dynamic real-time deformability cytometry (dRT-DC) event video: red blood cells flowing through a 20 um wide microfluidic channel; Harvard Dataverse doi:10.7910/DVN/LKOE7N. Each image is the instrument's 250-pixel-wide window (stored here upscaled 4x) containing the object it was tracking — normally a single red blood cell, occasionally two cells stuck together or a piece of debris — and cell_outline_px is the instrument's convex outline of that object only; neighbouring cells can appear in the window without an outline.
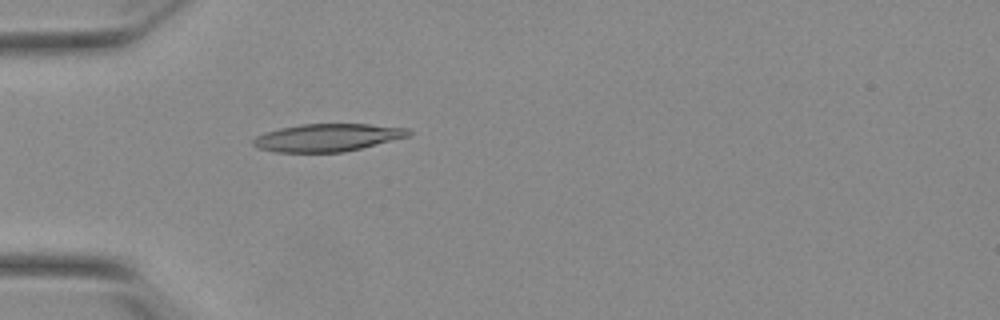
{"species": "Egyptian fruit bat (a non-hibernating species)", "species_latin": "Rousettus aegyptiacus", "temperature_condition": "warm", "stored_images_in_passage": 54, "camera_frame_rate_fps": 3000, "um_per_image_px": 0.085, "animal": {"sex": "female"}, "frame": {"image": 1, "passage_image": 17, "time_ms": 5.333, "image_size_px": [1000, 320], "cell_outline_px": [[412, 132], [408, 136], [360, 148], [340, 152], [276, 152], [260, 148], [252, 144], [252, 140], [256, 136], [264, 132], [280, 128], [300, 124], [368, 124], [408, 128]], "centroid_in_image_um": [27.8, 11.68], "position_along_channel_um": 57.2, "area_um2": 24.8}}
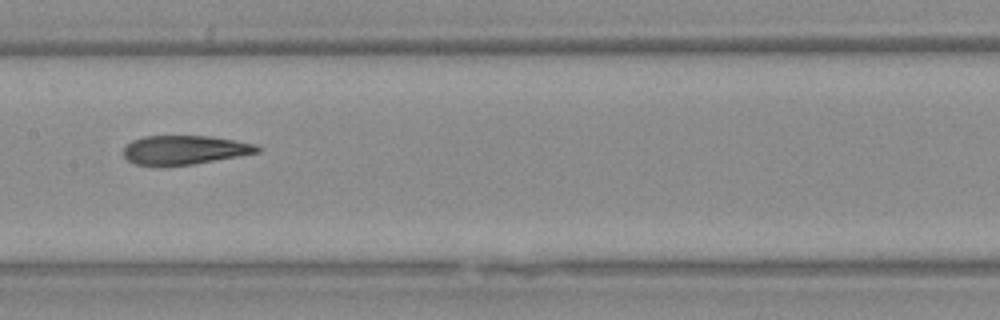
{"frame": {"image": 2, "passage_image": 28, "time_ms": 9.0, "image_size_px": [1000, 320], "cell_outline_px": [[260, 152], [240, 156], [192, 164], [136, 164], [128, 160], [124, 156], [124, 148], [132, 140], [144, 136], [212, 136], [236, 140], [256, 144], [260, 148]], "centroid_in_image_um": [15.75, 12.72], "position_along_channel_um": 191.7, "area_um2": 22.25}}
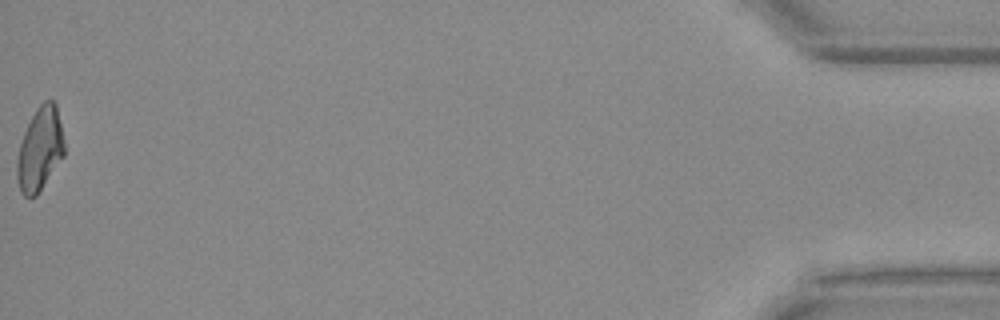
{"frame": {"image": 3, "passage_image": 54, "time_ms": 17.667, "image_size_px": [1000, 320], "cell_outline_px": [[64, 156], [36, 196], [24, 196], [20, 192], [16, 176], [16, 160], [20, 144], [24, 132], [36, 108], [44, 100], [52, 100], [56, 104], [64, 140]], "centroid_in_image_um": [3.38, 12.68], "position_along_channel_um": 431.8, "area_um2": 22.95}, "authors_computed_cell_mechanics": {"area_um2": 23.8136, "velocity_mm_per_s": 3.8685, "shape_relaxation_time_tau1_ms": null, "shape_relaxation_time_tau2_ms": 2.6071, "deformation_change_tau1": null, "deformation_change_tau2": 0.0983}}